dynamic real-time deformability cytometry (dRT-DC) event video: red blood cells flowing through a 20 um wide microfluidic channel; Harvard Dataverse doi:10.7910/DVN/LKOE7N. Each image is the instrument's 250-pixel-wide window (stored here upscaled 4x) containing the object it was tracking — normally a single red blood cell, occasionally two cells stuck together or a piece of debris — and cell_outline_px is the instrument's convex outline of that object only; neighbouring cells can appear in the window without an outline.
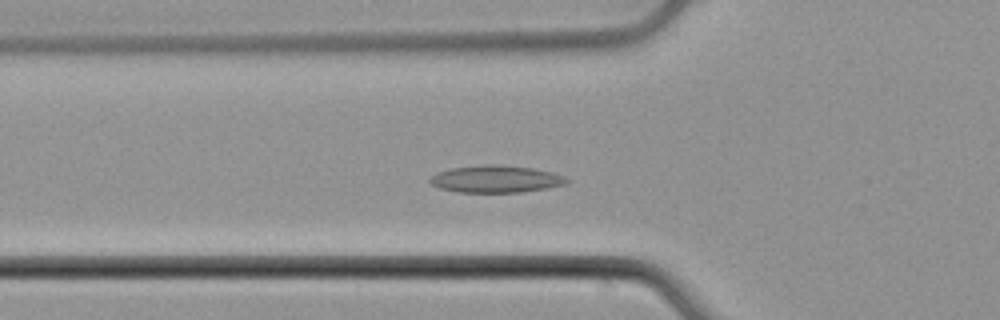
{"species": "common noctule bat (a hibernating species)", "species_latin": "Nyctalus noctula", "temperature_condition": "cold", "stored_images_in_passage": 50, "segment_of_instrument_passage": [1, 2], "camera_frame_rate_fps": 3000, "um_per_image_px": 0.085, "animal": {"sex": "male", "body_mass_g": 21.5, "forearm_length_mm": 52.0}, "frame": {"image": 1, "passage_image": 14, "time_ms": 4.333, "image_size_px": [1000, 320], "cell_outline_px": [[572, 180], [564, 184], [548, 188], [520, 192], [456, 192], [440, 188], [432, 184], [428, 180], [432, 176], [440, 172], [452, 168], [500, 164], [532, 168], [552, 172], [564, 176]], "centroid_in_image_um": [42.2, 15.23], "position_along_channel_um": 83.6, "area_um2": 21.39}}
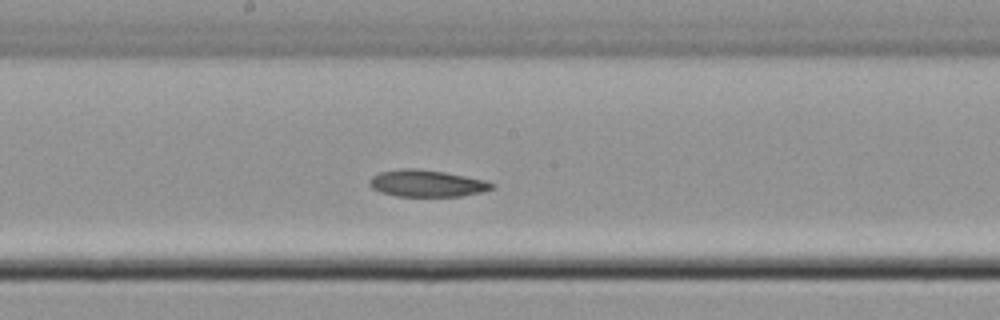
{"frame": {"image": 2, "passage_image": 24, "time_ms": 7.667, "image_size_px": [1000, 320], "cell_outline_px": [[496, 188], [484, 192], [460, 196], [396, 196], [380, 192], [372, 188], [368, 184], [368, 180], [372, 176], [380, 172], [408, 168], [412, 168], [444, 172], [484, 180], [496, 184]], "centroid_in_image_um": [36.29, 15.6], "position_along_channel_um": 211.9, "area_um2": 19.13}}
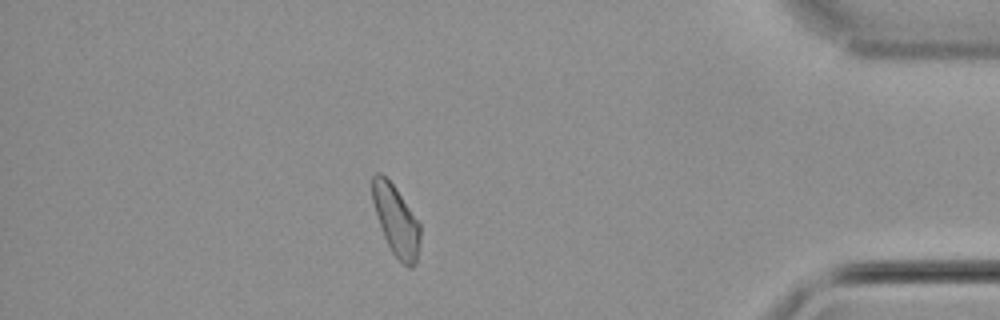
{"frame": {"image": 3, "passage_image": 42, "time_ms": 13.667, "image_size_px": [1000, 320], "cell_outline_px": [[420, 240], [416, 264], [412, 268], [408, 268], [392, 252], [384, 236], [372, 200], [372, 176], [376, 172], [380, 172], [396, 188], [420, 224]], "centroid_in_image_um": [33.67, 18.75], "position_along_channel_um": 401.5, "area_um2": 19.25}}